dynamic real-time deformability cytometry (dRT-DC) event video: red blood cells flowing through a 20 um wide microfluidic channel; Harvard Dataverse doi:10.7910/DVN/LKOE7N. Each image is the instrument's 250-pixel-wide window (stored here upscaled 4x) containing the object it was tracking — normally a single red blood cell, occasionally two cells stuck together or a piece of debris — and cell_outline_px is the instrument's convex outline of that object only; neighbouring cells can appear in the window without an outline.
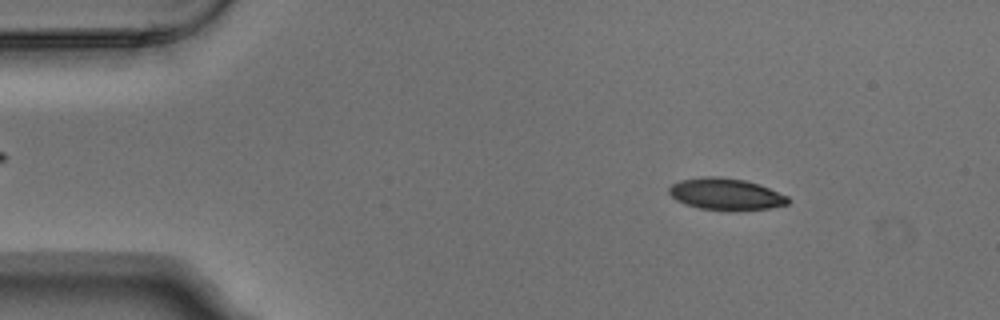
{"species": "Egyptian fruit bat (a non-hibernating species)", "species_latin": "Rousettus aegyptiacus", "temperature_condition": "warm", "stored_images_in_passage": 4, "camera_frame_rate_fps": 3000, "um_per_image_px": 0.085, "animal": {"sex": "male"}, "frame": {"image": 1, "passage_image": 1, "time_ms": 0.0, "image_size_px": [1000, 320], "cell_outline_px": [[792, 200], [788, 204], [768, 208], [700, 208], [684, 204], [676, 200], [668, 192], [668, 188], [672, 184], [680, 180], [700, 176], [720, 176], [744, 180], [760, 184], [788, 196]], "centroid_in_image_um": [61.67, 16.45], "position_along_channel_um": 23.3, "area_um2": 21.5}}
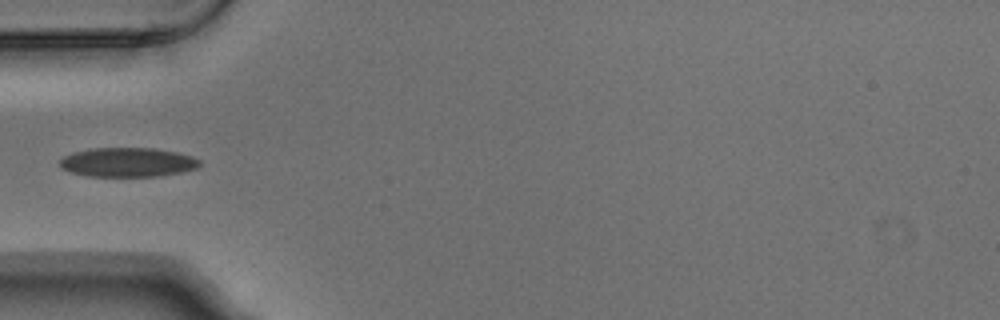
{"frame": {"image": 2, "passage_image": 4, "time_ms": 1.0, "image_size_px": [1000, 320], "cell_outline_px": [[200, 164], [196, 168], [180, 172], [160, 176], [88, 176], [72, 172], [60, 168], [60, 160], [64, 156], [72, 152], [88, 148], [156, 148], [176, 152], [192, 156], [200, 160]], "centroid_in_image_um": [10.83, 13.78], "position_along_channel_um": 74.2, "area_um2": 23.87}}